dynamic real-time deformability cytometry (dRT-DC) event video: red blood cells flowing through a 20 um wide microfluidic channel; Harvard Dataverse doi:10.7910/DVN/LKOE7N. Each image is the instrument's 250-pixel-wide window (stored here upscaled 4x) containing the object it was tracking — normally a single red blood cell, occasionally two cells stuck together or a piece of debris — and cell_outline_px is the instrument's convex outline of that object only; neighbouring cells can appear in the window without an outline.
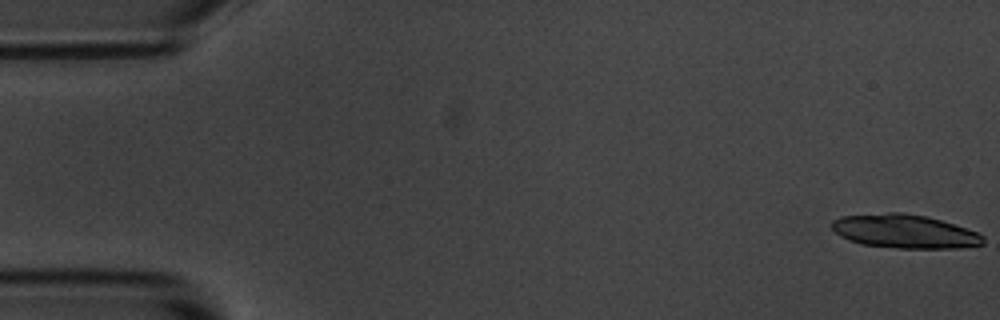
{"species": "common noctule bat (a hibernating species)", "species_latin": "Nyctalus noctula", "temperature_condition": "room temperature", "stored_images_in_passage": 21, "camera_frame_rate_fps": 3000, "um_per_image_px": 0.085, "animal": {"sex": "male", "body_mass_g": 20.1, "forearm_length_mm": 53.5}, "frame": {"image": 1, "passage_image": 1, "time_ms": 0.0, "image_size_px": [1000, 320], "cell_outline_px": [[984, 244], [960, 248], [896, 248], [860, 244], [848, 240], [840, 236], [832, 228], [832, 220], [840, 216], [888, 212], [904, 212], [928, 216], [980, 232], [984, 236]], "centroid_in_image_um": [76.91, 19.66], "position_along_channel_um": 8.1, "area_um2": 30.11}}